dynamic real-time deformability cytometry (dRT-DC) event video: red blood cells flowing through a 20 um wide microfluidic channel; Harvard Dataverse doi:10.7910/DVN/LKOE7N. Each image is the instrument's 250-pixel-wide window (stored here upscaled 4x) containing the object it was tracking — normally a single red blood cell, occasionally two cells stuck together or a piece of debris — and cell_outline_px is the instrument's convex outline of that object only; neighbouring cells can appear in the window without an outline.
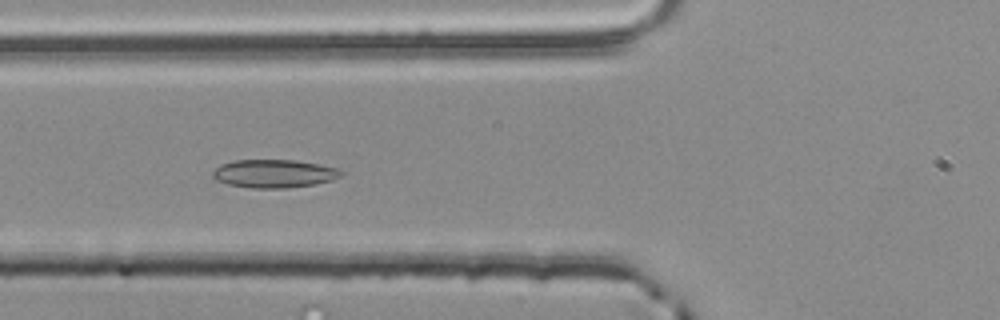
{"species": "common noctule bat (a hibernating species)", "species_latin": "Nyctalus noctula", "temperature_condition": "room temperature", "stored_images_in_passage": 37, "camera_frame_rate_fps": 3000, "um_per_image_px": 0.085, "animal": {"sex": "male", "body_mass_g": 20.4}, "frame": {"image": 1, "passage_image": 3, "time_ms": 0.667, "image_size_px": [1000, 320], "cell_outline_px": [[344, 172], [340, 176], [332, 180], [316, 184], [288, 188], [252, 188], [228, 184], [216, 180], [212, 176], [212, 172], [220, 164], [232, 160], [296, 160], [336, 168]], "centroid_in_image_um": [23.27, 14.76], "position_along_channel_um": 102.5, "area_um2": 21.1}}
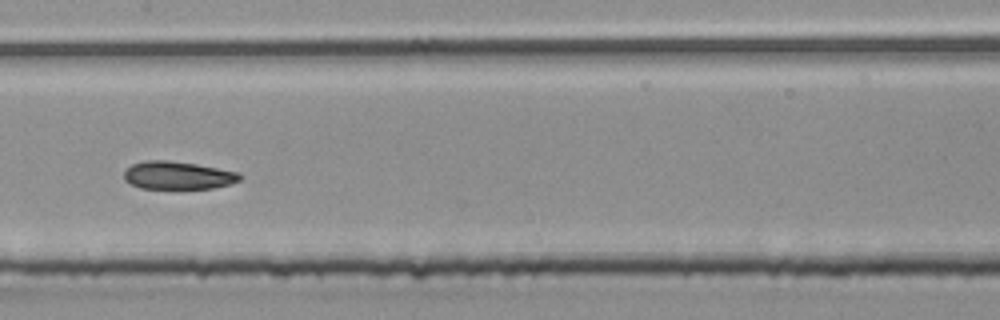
{"frame": {"image": 2, "passage_image": 10, "time_ms": 3.0, "image_size_px": [1000, 320], "cell_outline_px": [[244, 176], [240, 180], [228, 184], [212, 188], [176, 192], [140, 188], [124, 180], [124, 172], [132, 164], [148, 160], [168, 160], [196, 164], [240, 172]], "centroid_in_image_um": [15.13, 14.96], "position_along_channel_um": 192.3, "area_um2": 19.77}}
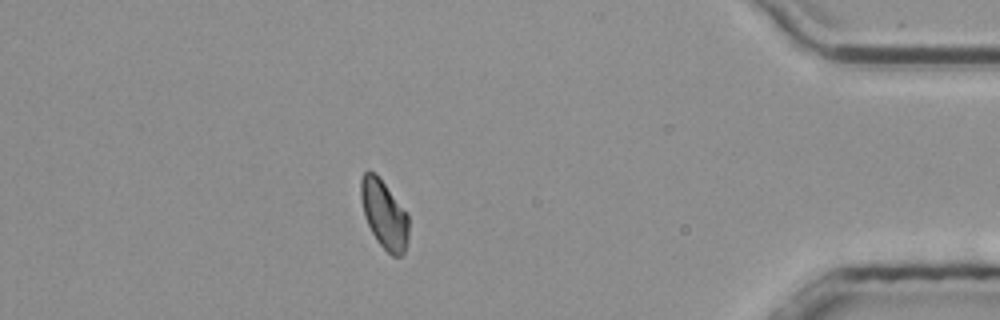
{"frame": {"image": 3, "passage_image": 30, "time_ms": 9.667, "image_size_px": [1000, 320], "cell_outline_px": [[408, 236], [404, 252], [400, 256], [392, 256], [376, 240], [364, 216], [360, 196], [360, 180], [364, 172], [368, 168], [384, 184], [408, 216]], "centroid_in_image_um": [32.62, 18.23], "position_along_channel_um": 402.6, "area_um2": 18.55}}